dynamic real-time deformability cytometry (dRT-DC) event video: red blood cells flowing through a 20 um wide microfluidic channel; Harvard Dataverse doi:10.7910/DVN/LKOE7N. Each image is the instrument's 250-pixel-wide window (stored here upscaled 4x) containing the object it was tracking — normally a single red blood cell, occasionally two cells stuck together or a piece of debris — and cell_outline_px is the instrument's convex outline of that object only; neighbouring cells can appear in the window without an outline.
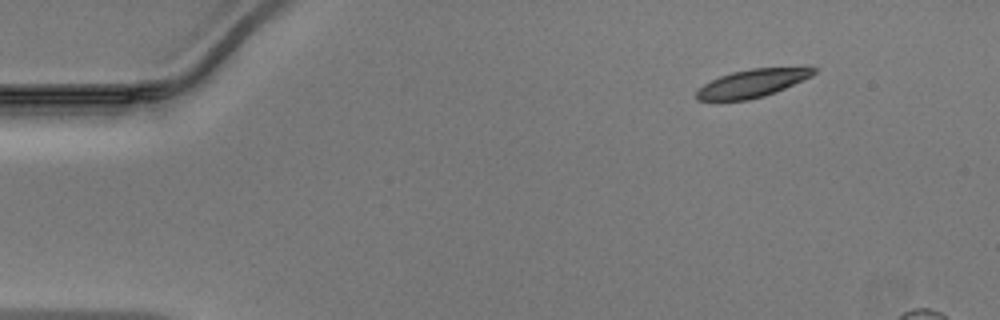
{"species": "Egyptian fruit bat (a non-hibernating species)", "species_latin": "Rousettus aegyptiacus", "temperature_condition": "warm", "stored_images_in_passage": 14, "camera_frame_rate_fps": 3000, "um_per_image_px": 0.085, "animal": {"sex": "male"}, "frame": {"image": 1, "passage_image": 1, "time_ms": 0.0, "image_size_px": [1000, 320], "cell_outline_px": [[820, 68], [812, 76], [776, 92], [764, 96], [748, 100], [720, 104], [696, 100], [696, 92], [704, 84], [720, 76], [732, 72], [752, 68], [804, 64], [812, 64]], "centroid_in_image_um": [64.03, 7.06], "position_along_channel_um": 21.0, "area_um2": 20.63}}
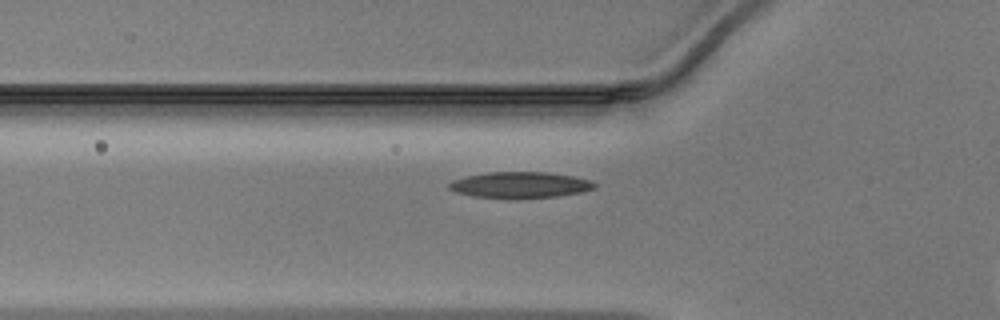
{"frame": {"image": 2, "passage_image": 12, "time_ms": 3.667, "image_size_px": [1000, 320], "cell_outline_px": [[596, 188], [580, 192], [556, 196], [512, 200], [472, 196], [456, 192], [448, 188], [448, 184], [452, 180], [468, 176], [488, 172], [548, 172], [572, 176], [592, 180], [596, 184]], "centroid_in_image_um": [44.2, 15.74], "position_along_channel_um": 81.6, "area_um2": 22.48}}